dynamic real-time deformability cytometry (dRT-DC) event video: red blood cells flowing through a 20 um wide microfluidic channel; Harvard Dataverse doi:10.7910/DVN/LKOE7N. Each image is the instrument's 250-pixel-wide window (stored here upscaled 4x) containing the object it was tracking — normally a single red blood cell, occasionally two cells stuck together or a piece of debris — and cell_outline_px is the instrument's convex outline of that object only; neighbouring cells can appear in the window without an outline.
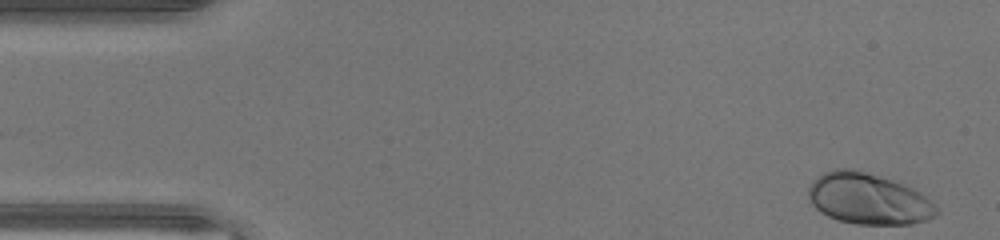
{"species": "human", "species_latin": "Homo sapiens", "temperature_condition": "warm", "stored_images_in_passage": 45, "camera_frame_rate_fps": 3000, "um_per_image_px": 0.085, "donor": {"sex": "male"}, "frame": {"image": 1, "passage_image": 1, "time_ms": 0.0, "image_size_px": [1000, 240], "cell_outline_px": [[940, 212], [936, 216], [928, 220], [912, 224], [856, 224], [836, 220], [820, 212], [808, 200], [808, 188], [812, 180], [816, 176], [832, 168], [852, 168], [892, 180], [912, 188], [920, 192]], "centroid_in_image_um": [73.76, 16.9], "position_along_channel_um": 11.2, "area_um2": 38.32}}
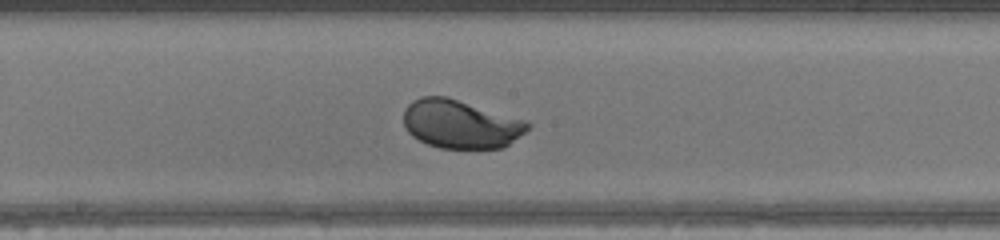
{"frame": {"image": 2, "passage_image": 23, "time_ms": 7.333, "image_size_px": [1000, 240], "cell_outline_px": [[532, 124], [524, 132], [504, 148], [440, 148], [428, 144], [412, 136], [408, 132], [404, 124], [404, 108], [412, 100], [420, 96], [444, 96], [528, 120]], "centroid_in_image_um": [39.15, 10.54], "position_along_channel_um": 209.1, "area_um2": 35.08}}
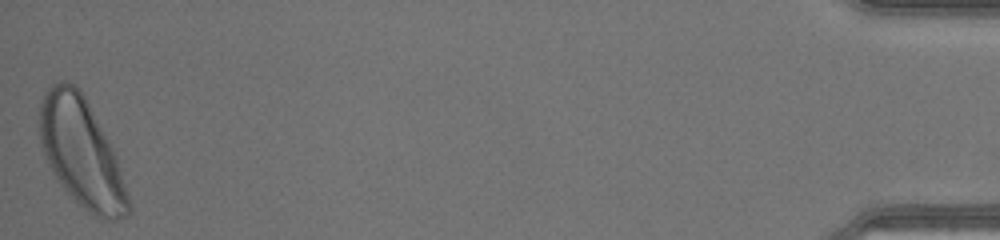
{"frame": {"image": 3, "passage_image": 45, "time_ms": 14.667, "image_size_px": [1000, 240], "cell_outline_px": [[132, 208], [128, 216], [116, 220], [108, 220], [96, 216], [88, 212], [72, 200], [52, 172], [48, 164], [40, 144], [40, 100], [44, 92], [52, 84], [60, 80], [68, 80], [80, 88], [108, 140], [116, 156]], "centroid_in_image_um": [6.91, 12.99], "position_along_channel_um": 428.3, "area_um2": 56.3}, "authors_computed_cell_mechanics": {"area_um2": 35.6626, "velocity_mm_per_s": 4.4248, "shape_relaxation_time_tau1_ms": 1.9207, "shape_relaxation_time_tau2_ms": null, "deformation_change_tau1": 0.1413, "deformation_change_tau2": null}}